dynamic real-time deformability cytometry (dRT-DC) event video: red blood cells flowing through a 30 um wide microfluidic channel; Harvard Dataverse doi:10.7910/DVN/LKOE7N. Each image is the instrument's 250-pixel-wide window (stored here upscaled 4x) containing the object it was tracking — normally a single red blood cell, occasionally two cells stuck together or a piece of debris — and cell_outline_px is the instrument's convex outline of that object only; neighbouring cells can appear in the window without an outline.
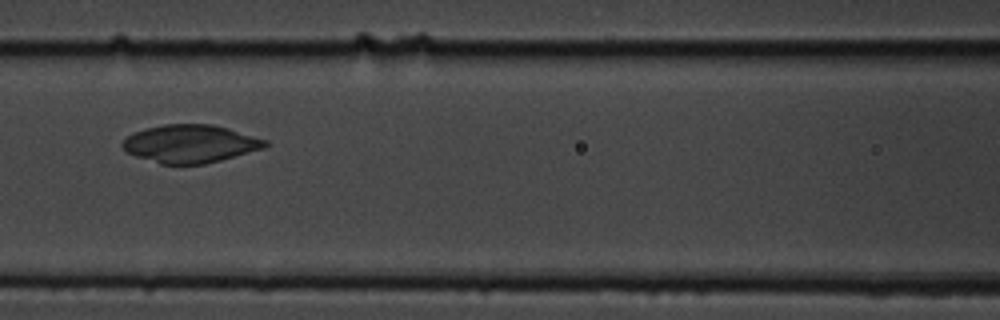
{"species": "common noctule bat (a hibernating species)", "species_latin": "Nyctalus noctula", "temperature_condition": "cold", "stored_images_in_passage": 4, "camera_frame_rate_fps": 3000, "um_per_image_px": 0.085, "animal": {"sex": "male", "body_mass_g": 19.5, "forearm_length_mm": 54.6}, "frame": {"image": 1, "passage_image": 3, "time_ms": 2.333, "image_size_px": [1000, 320], "cell_outline_px": [[268, 144], [264, 148], [220, 160], [204, 164], [160, 164], [136, 156], [128, 152], [120, 144], [132, 132], [164, 124], [212, 124], [228, 128], [268, 140]], "centroid_in_image_um": [16.17, 12.21], "position_along_channel_um": 150.4, "area_um2": 31.39}}
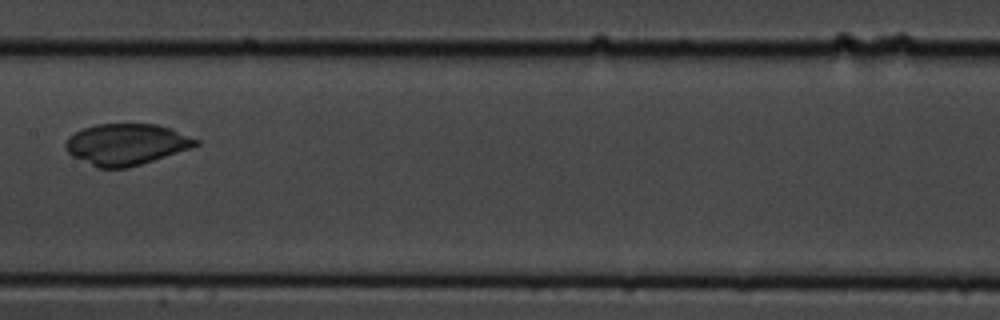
{"frame": {"image": 2, "passage_image": 4, "time_ms": 3.667, "image_size_px": [1000, 320], "cell_outline_px": [[200, 144], [192, 148], [128, 168], [96, 168], [72, 156], [64, 148], [64, 144], [68, 136], [84, 128], [96, 124], [156, 124], [172, 128], [200, 140]], "centroid_in_image_um": [10.74, 12.27], "position_along_channel_um": 196.7, "area_um2": 31.56}}